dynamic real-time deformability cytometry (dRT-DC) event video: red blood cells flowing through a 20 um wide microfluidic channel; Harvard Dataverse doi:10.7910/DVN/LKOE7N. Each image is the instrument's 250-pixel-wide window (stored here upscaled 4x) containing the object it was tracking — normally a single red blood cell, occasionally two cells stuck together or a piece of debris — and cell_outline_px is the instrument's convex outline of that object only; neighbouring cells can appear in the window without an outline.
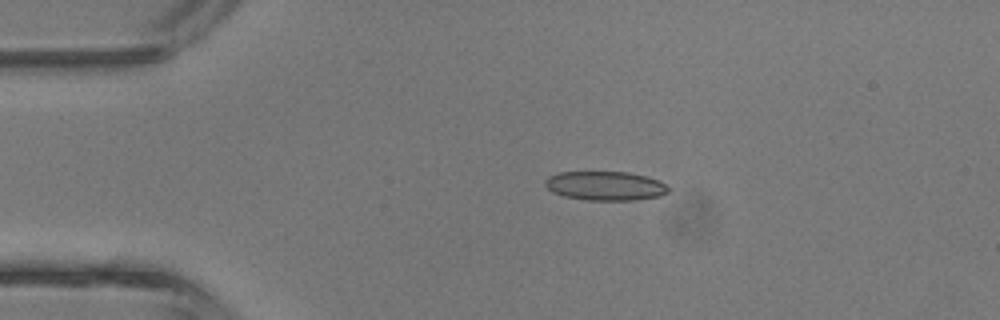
{"species": "common noctule bat (a hibernating species)", "species_latin": "Nyctalus noctula", "temperature_condition": "room temperature", "stored_images_in_passage": 36, "camera_frame_rate_fps": 3000, "um_per_image_px": 0.085, "animal": {"sex": "male", "body_mass_g": 13.3}, "frame": {"image": 1, "passage_image": 1, "time_ms": 0.0, "image_size_px": [1000, 320], "cell_outline_px": [[672, 188], [668, 192], [660, 196], [636, 200], [588, 200], [564, 196], [552, 192], [544, 184], [544, 180], [548, 176], [556, 172], [628, 172], [644, 176], [656, 180]], "centroid_in_image_um": [51.42, 15.8], "position_along_channel_um": 33.6, "area_um2": 20.92}}
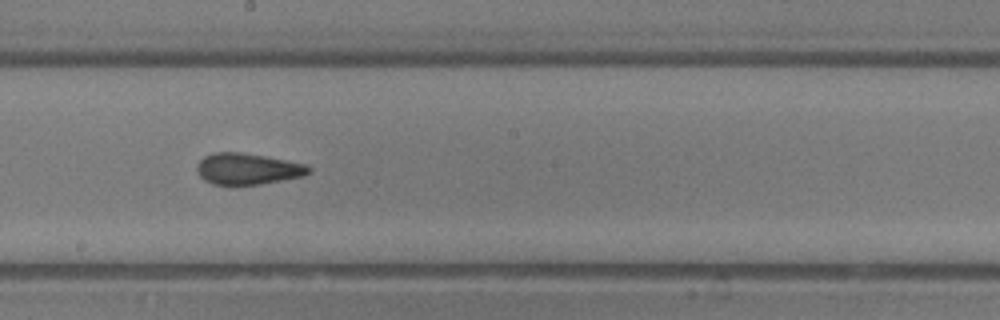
{"frame": {"image": 2, "passage_image": 16, "time_ms": 5.0, "image_size_px": [1000, 320], "cell_outline_px": [[312, 172], [304, 176], [260, 184], [212, 184], [204, 180], [200, 176], [196, 168], [196, 164], [204, 156], [212, 152], [240, 152], [264, 156], [308, 164], [312, 168]], "centroid_in_image_um": [21.07, 14.34], "position_along_channel_um": 227.1, "area_um2": 20.46}}
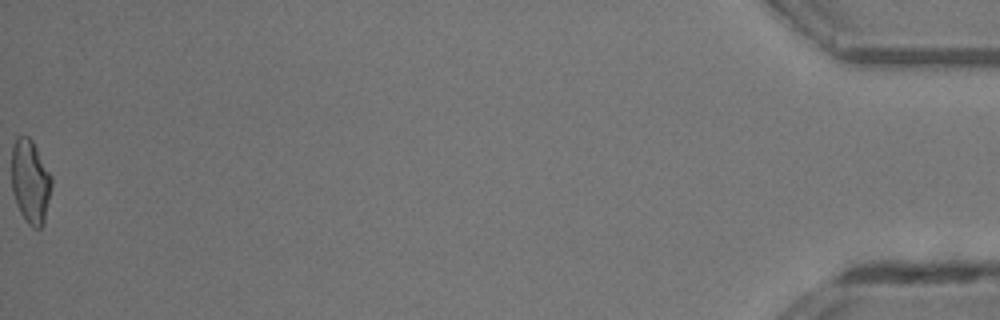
{"frame": {"image": 3, "passage_image": 36, "time_ms": 11.667, "image_size_px": [1000, 320], "cell_outline_px": [[52, 188], [44, 224], [40, 228], [32, 228], [28, 224], [20, 212], [16, 204], [12, 192], [12, 144], [16, 136], [28, 136], [32, 140], [52, 176]], "centroid_in_image_um": [2.59, 15.44], "position_along_channel_um": 432.6, "area_um2": 19.83}, "authors_computed_cell_mechanics": {"area_um2": 20.2011, "velocity_mm_per_s": 4.6995, "shape_relaxation_time_tau1_ms": null, "shape_relaxation_time_tau2_ms": 1.669, "deformation_change_tau1": null, "deformation_change_tau2": 0.0864}}